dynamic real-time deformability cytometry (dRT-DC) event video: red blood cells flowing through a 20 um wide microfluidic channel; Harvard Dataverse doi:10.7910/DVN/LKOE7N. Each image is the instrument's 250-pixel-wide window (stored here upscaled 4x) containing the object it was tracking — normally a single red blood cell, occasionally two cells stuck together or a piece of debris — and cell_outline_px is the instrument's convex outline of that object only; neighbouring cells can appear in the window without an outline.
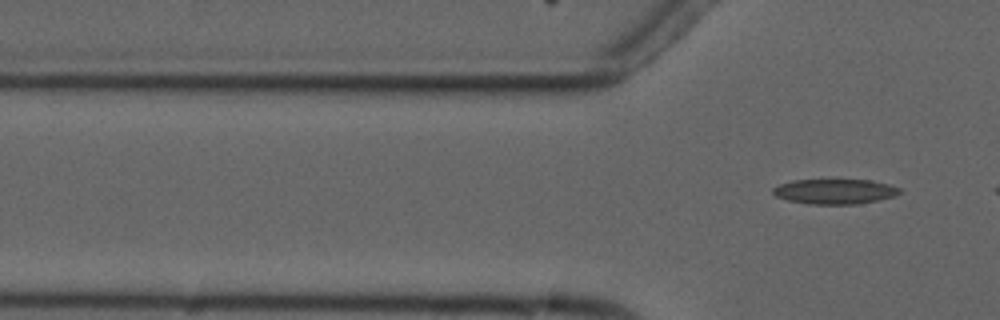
{"species": "common noctule bat (a hibernating species)", "species_latin": "Nyctalus noctula", "temperature_condition": "cold", "stored_images_in_passage": 3, "segment_of_instrument_passage": [2, 2], "camera_frame_rate_fps": 3000, "um_per_image_px": 0.085, "animal": {"sex": "male", "forearm_length_mm": 52.5}, "frame": {"image": 1, "passage_image": 3, "time_ms": 3.333, "image_size_px": [1000, 320], "cell_outline_px": [[900, 192], [896, 196], [856, 204], [808, 204], [788, 200], [776, 196], [772, 192], [772, 188], [780, 184], [796, 180], [868, 180], [888, 184], [900, 188]], "centroid_in_image_um": [70.95, 16.28], "position_along_channel_um": 54.9, "area_um2": 18.26}}